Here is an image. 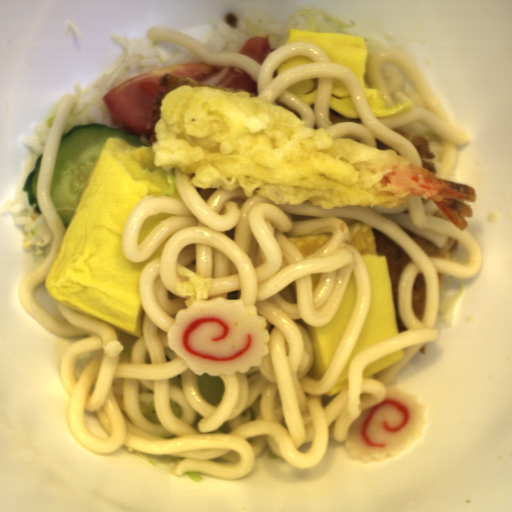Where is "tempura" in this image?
<instances>
[{
  "label": "tempura",
  "instance_id": "tempura-1",
  "mask_svg": "<svg viewBox=\"0 0 512 512\" xmlns=\"http://www.w3.org/2000/svg\"><path fill=\"white\" fill-rule=\"evenodd\" d=\"M153 135V166L194 174L190 183L201 190L241 187L246 197L322 210L392 209L420 197L462 232L474 216L469 184L438 178L394 149L309 128L245 90L178 85L161 99Z\"/></svg>",
  "mask_w": 512,
  "mask_h": 512
}]
</instances>
